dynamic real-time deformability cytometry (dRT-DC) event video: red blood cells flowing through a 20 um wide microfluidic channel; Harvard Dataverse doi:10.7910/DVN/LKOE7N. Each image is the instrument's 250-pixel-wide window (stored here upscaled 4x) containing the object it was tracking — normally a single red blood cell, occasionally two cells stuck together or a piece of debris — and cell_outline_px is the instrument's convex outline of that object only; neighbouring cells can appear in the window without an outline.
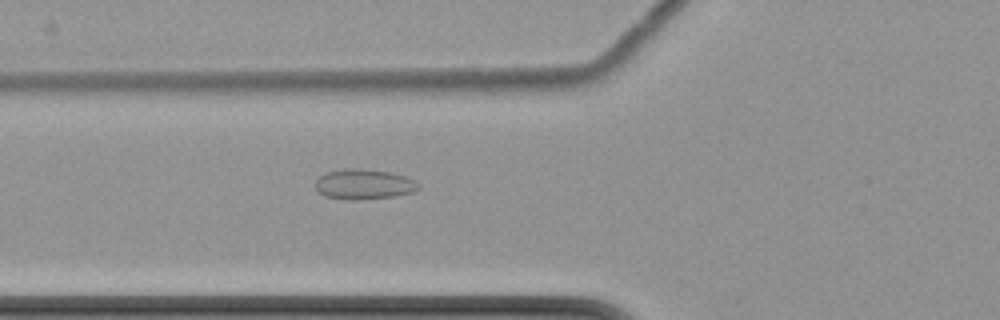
{"species": "common noctule bat (a hibernating species)", "species_latin": "Nyctalus noctula", "temperature_condition": "cold", "stored_images_in_passage": 5, "camera_frame_rate_fps": 3000, "um_per_image_px": 0.085, "animal": {"sex": "female", "body_mass_g": 22.7, "forearm_length_mm": 54.2}, "frame": {"image": 1, "passage_image": 5, "time_ms": 6.333, "image_size_px": [1000, 320], "cell_outline_px": [[420, 188], [416, 192], [396, 196], [356, 200], [348, 200], [324, 196], [316, 192], [316, 180], [320, 176], [328, 172], [344, 168], [360, 168], [388, 172], [404, 176], [416, 180], [420, 184]], "centroid_in_image_um": [30.95, 15.67], "position_along_channel_um": 94.8, "area_um2": 18.38}}